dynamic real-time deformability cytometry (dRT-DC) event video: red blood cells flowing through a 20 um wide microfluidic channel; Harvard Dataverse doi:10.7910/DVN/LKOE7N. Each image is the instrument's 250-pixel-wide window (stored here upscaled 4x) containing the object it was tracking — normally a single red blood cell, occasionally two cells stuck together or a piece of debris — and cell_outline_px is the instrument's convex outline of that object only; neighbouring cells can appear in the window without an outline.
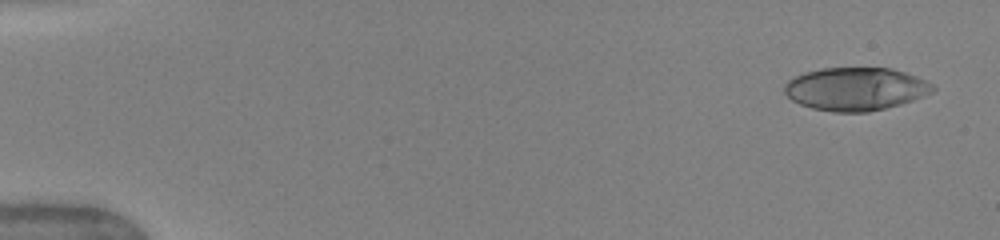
{"species": "human", "species_latin": "Homo sapiens", "temperature_condition": "warm", "stored_images_in_passage": 13, "camera_frame_rate_fps": 3000, "um_per_image_px": 0.085, "donor": {"sex": "female"}, "frame": {"image": 1, "passage_image": 1, "time_ms": 0.0, "image_size_px": [1000, 240], "cell_outline_px": [[936, 88], [932, 92], [924, 96], [900, 104], [868, 112], [832, 112], [812, 108], [800, 104], [792, 100], [784, 92], [784, 84], [788, 80], [804, 72], [820, 68], [892, 68], [916, 76], [932, 84]], "centroid_in_image_um": [72.71, 7.56], "position_along_channel_um": 12.3, "area_um2": 37.17}}
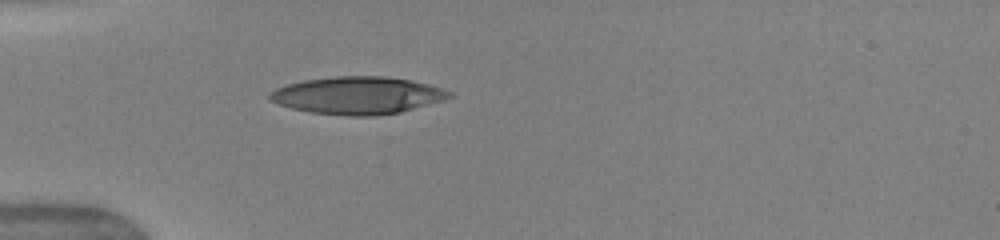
{"frame": {"image": 2, "passage_image": 10, "time_ms": 4.333, "image_size_px": [1000, 240], "cell_outline_px": [[452, 96], [444, 100], [400, 112], [376, 116], [348, 116], [308, 112], [276, 104], [268, 100], [268, 92], [276, 88], [288, 84], [304, 80], [336, 76], [384, 76], [408, 80], [428, 84], [452, 92]], "centroid_in_image_um": [30.34, 8.12], "position_along_channel_um": 54.7, "area_um2": 39.25}}